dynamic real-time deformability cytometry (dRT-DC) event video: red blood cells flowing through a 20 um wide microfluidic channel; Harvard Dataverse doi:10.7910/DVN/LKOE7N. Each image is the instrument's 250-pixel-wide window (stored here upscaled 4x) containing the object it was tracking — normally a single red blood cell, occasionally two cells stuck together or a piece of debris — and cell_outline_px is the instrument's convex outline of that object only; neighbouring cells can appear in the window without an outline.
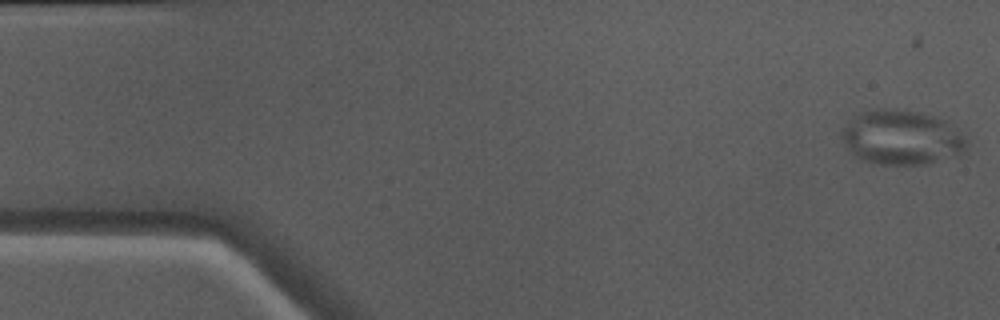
{"species": "Egyptian fruit bat (a non-hibernating species)", "species_latin": "Rousettus aegyptiacus", "temperature_condition": "warm", "stored_images_in_passage": 50, "camera_frame_rate_fps": 3000, "um_per_image_px": 0.085, "animal": {"sex": "male"}, "frame": {"image": 1, "passage_image": 1, "time_ms": 0.0, "image_size_px": [1000, 320], "cell_outline_px": [[968, 152], [964, 156], [928, 164], [880, 164], [864, 160], [856, 156], [848, 148], [840, 136], [840, 128], [848, 120], [860, 112], [876, 108], [904, 108], [936, 116], [948, 120], [968, 136]], "centroid_in_image_um": [76.75, 11.66], "position_along_channel_um": 8.3, "area_um2": 41.38}}
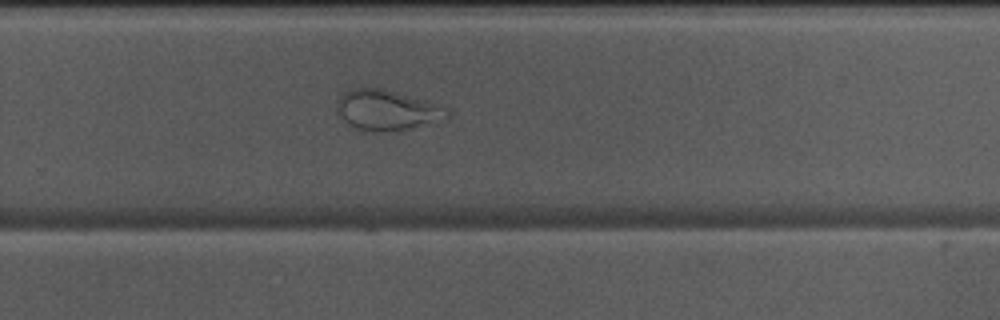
{"frame": {"image": 2, "passage_image": 32, "time_ms": 10.333, "image_size_px": [1000, 320], "cell_outline_px": [[448, 120], [388, 132], [360, 132], [348, 124], [344, 120], [336, 108], [340, 96], [344, 92], [356, 88], [380, 88], [444, 104], [448, 108]], "centroid_in_image_um": [32.95, 9.38], "position_along_channel_um": 296.9, "area_um2": 26.36}}
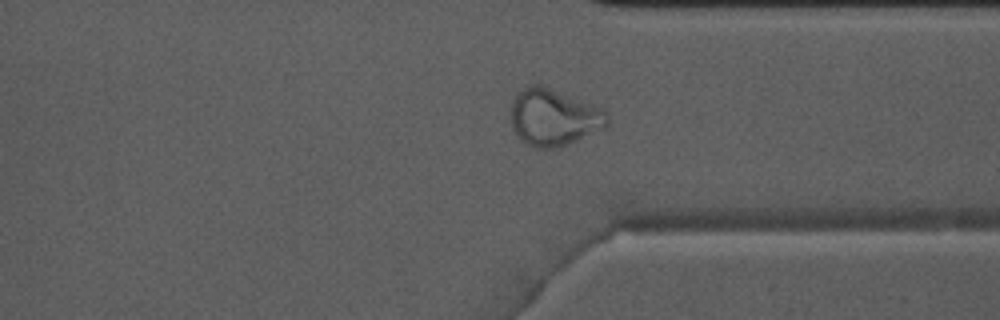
{"frame": {"image": 3, "passage_image": 37, "time_ms": 12.0, "image_size_px": [1000, 320], "cell_outline_px": [[608, 124], [604, 128], [576, 140], [556, 148], [536, 148], [520, 140], [516, 136], [512, 128], [508, 112], [512, 100], [528, 84], [540, 84], [600, 108], [608, 112]], "centroid_in_image_um": [47.0, 9.98], "position_along_channel_um": 364.4, "area_um2": 31.91}}